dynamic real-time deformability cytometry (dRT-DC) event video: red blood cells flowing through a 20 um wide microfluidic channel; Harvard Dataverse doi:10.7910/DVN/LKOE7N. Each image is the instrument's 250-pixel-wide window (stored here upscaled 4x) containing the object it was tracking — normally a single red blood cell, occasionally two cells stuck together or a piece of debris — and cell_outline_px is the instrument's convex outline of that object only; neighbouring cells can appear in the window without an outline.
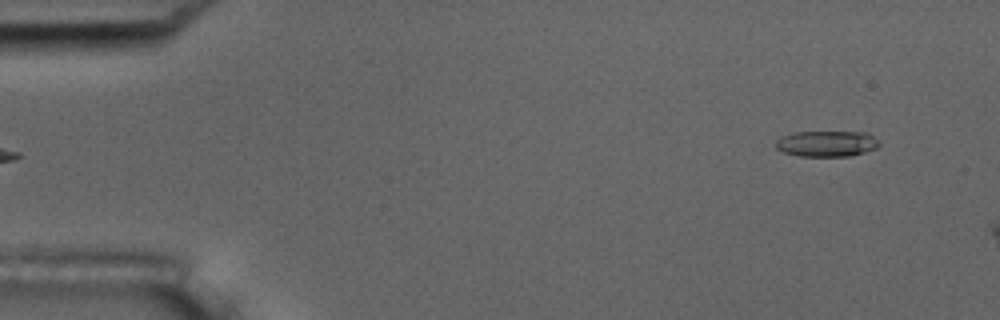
{"species": "common noctule bat (a hibernating species)", "species_latin": "Nyctalus noctula", "temperature_condition": "room temperature", "stored_images_in_passage": 6, "segment_of_instrument_passage": [2, 2], "camera_frame_rate_fps": 3000, "um_per_image_px": 0.085, "animal": {"sex": "male", "body_mass_g": 17.5, "forearm_length_mm": 52.3}, "frame": {"image": 1, "passage_image": 6, "time_ms": 6.0, "image_size_px": [1000, 320], "cell_outline_px": [[880, 144], [876, 148], [864, 152], [848, 156], [800, 156], [784, 152], [776, 148], [776, 140], [780, 136], [792, 132], [868, 132]], "centroid_in_image_um": [70.23, 12.2], "position_along_channel_um": 14.8, "area_um2": 15.55}}